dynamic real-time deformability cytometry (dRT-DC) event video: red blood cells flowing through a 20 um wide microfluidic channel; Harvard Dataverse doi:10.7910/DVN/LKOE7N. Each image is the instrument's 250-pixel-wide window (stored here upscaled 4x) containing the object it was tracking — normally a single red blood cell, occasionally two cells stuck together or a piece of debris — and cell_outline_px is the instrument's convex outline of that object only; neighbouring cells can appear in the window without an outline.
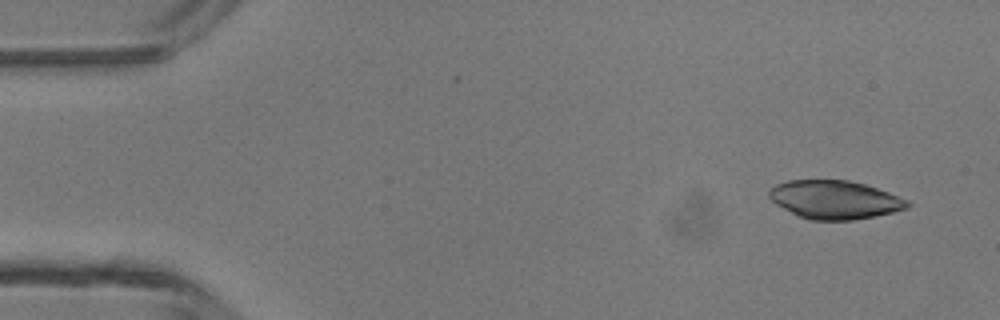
{"species": "common noctule bat (a hibernating species)", "species_latin": "Nyctalus noctula", "temperature_condition": "room temperature", "stored_images_in_passage": 5, "camera_frame_rate_fps": 3000, "um_per_image_px": 0.085, "animal": {"sex": "male", "body_mass_g": 13.3}, "frame": {"image": 1, "passage_image": 1, "time_ms": 0.0, "image_size_px": [1000, 320], "cell_outline_px": [[912, 204], [908, 208], [876, 216], [852, 220], [808, 220], [776, 204], [768, 196], [768, 188], [776, 184], [788, 180], [848, 180], [864, 184], [888, 192], [908, 200]], "centroid_in_image_um": [70.95, 16.97], "position_along_channel_um": 14.1, "area_um2": 30.92}}
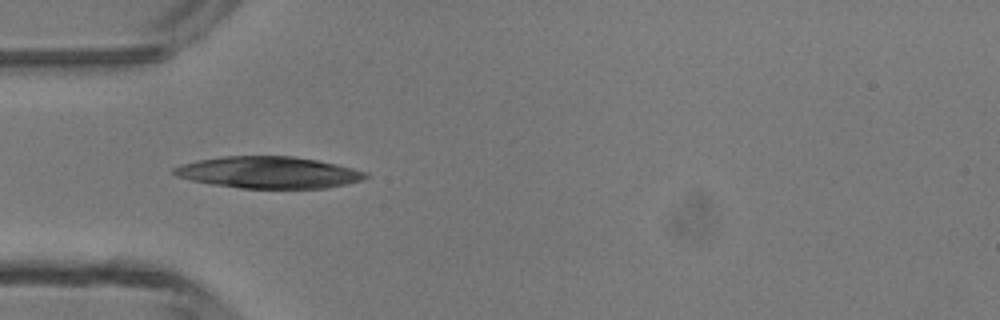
{"frame": {"image": 2, "passage_image": 4, "time_ms": 3.667, "image_size_px": [1000, 320], "cell_outline_px": [[368, 176], [360, 180], [348, 184], [328, 188], [240, 188], [212, 184], [192, 180], [176, 176], [172, 172], [172, 168], [180, 164], [200, 160], [224, 156], [292, 156], [316, 160], [336, 164], [368, 172]], "centroid_in_image_um": [22.83, 14.66], "position_along_channel_um": 62.2, "area_um2": 35.32}}